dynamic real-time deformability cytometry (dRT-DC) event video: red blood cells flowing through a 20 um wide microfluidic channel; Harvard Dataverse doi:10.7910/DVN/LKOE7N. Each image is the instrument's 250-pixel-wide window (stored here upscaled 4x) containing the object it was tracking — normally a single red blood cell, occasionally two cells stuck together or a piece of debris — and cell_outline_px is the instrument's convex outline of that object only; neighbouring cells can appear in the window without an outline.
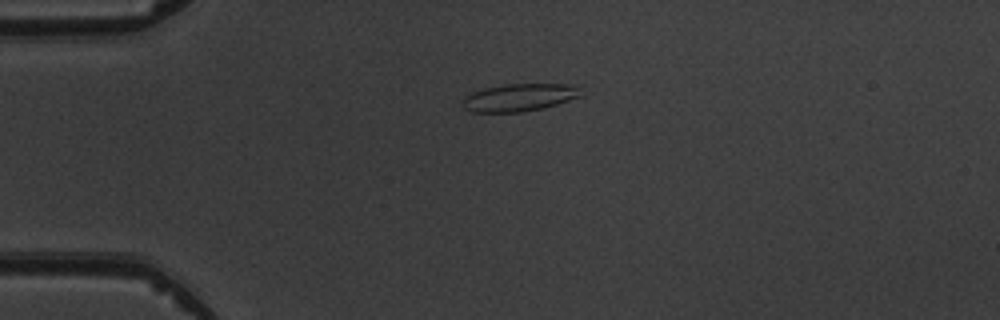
{"species": "common noctule bat (a hibernating species)", "species_latin": "Nyctalus noctula", "temperature_condition": "warm", "stored_images_in_passage": 3, "camera_frame_rate_fps": 3000, "um_per_image_px": 0.085, "animal": {"sex": "male", "body_mass_g": 19.5, "forearm_length_mm": 54.6}, "frame": {"image": 1, "passage_image": 2, "time_ms": 1.333, "image_size_px": [1000, 320], "cell_outline_px": [[584, 96], [556, 104], [524, 112], [472, 112], [464, 108], [460, 104], [460, 100], [464, 96], [472, 92], [484, 88], [504, 84], [580, 84]], "centroid_in_image_um": [44.16, 8.27], "position_along_channel_um": 40.8, "area_um2": 19.48}}